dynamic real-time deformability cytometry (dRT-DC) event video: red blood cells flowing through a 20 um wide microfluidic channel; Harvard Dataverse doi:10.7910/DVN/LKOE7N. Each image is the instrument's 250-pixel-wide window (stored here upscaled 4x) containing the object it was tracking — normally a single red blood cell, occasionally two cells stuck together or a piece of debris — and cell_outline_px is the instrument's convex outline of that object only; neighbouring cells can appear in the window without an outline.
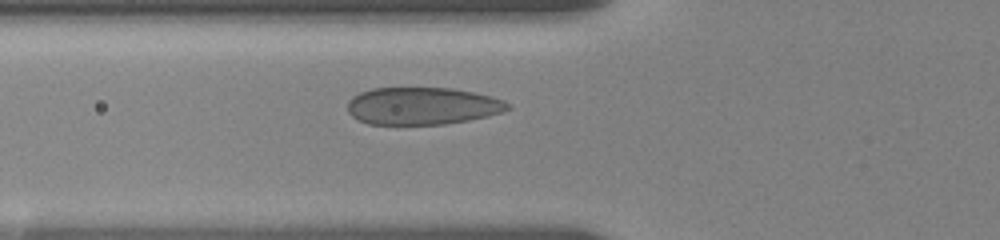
{"species": "human", "species_latin": "Homo sapiens", "temperature_condition": "room temperature", "stored_images_in_passage": 4, "camera_frame_rate_fps": 3000, "um_per_image_px": 0.085, "donor": {"sex": "female"}, "frame": {"image": 1, "passage_image": 4, "time_ms": 3.0, "image_size_px": [1000, 240], "cell_outline_px": [[512, 108], [504, 112], [488, 116], [468, 120], [444, 124], [368, 124], [352, 116], [348, 112], [348, 100], [352, 96], [360, 92], [372, 88], [452, 88], [472, 92], [504, 100]], "centroid_in_image_um": [35.89, 9.0], "position_along_channel_um": 89.9, "area_um2": 34.85}}